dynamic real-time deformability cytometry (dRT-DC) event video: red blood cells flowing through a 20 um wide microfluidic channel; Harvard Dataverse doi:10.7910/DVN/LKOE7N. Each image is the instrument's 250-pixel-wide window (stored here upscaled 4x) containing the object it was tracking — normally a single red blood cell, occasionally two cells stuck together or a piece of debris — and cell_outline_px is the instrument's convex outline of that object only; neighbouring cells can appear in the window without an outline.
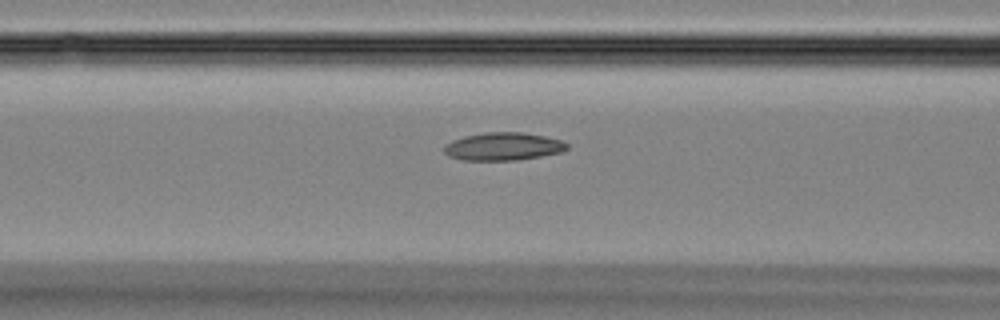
{"species": "Egyptian fruit bat (a non-hibernating species)", "species_latin": "Rousettus aegyptiacus", "temperature_condition": "room temperature", "stored_images_in_passage": 44, "camera_frame_rate_fps": 3000, "um_per_image_px": 0.085, "animal": {"sex": "female"}, "frame": {"image": 1, "passage_image": 19, "time_ms": 6.0, "image_size_px": [1000, 320], "cell_outline_px": [[568, 148], [560, 152], [540, 156], [516, 160], [460, 160], [448, 156], [444, 152], [444, 144], [452, 140], [464, 136], [484, 132], [520, 132], [544, 136], [560, 140], [568, 144]], "centroid_in_image_um": [42.71, 12.45], "position_along_channel_um": 123.9, "area_um2": 19.94}}
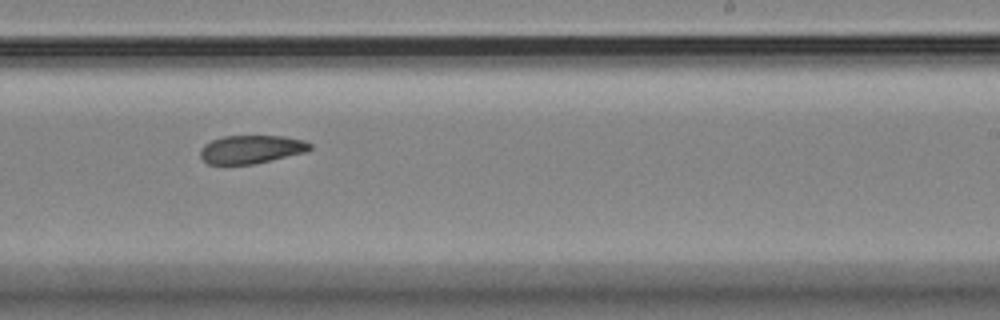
{"frame": {"image": 2, "passage_image": 29, "time_ms": 9.333, "image_size_px": [1000, 320], "cell_outline_px": [[312, 148], [308, 152], [272, 160], [252, 164], [208, 164], [200, 156], [200, 148], [204, 144], [212, 140], [224, 136], [284, 136], [304, 140], [312, 144]], "centroid_in_image_um": [21.39, 12.69], "position_along_channel_um": 267.6, "area_um2": 18.21}}
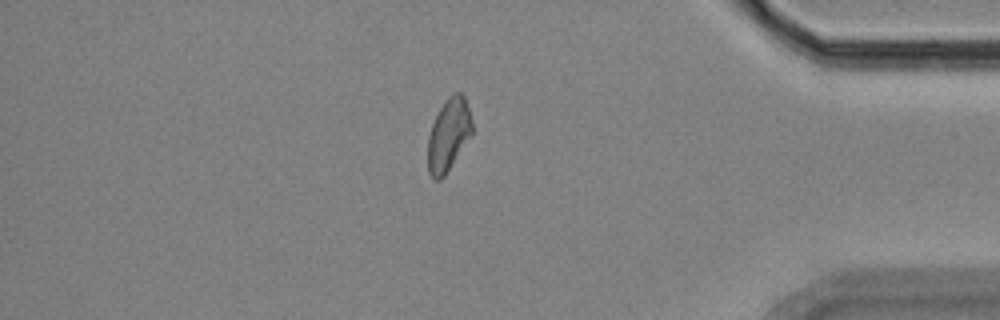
{"frame": {"image": 3, "passage_image": 40, "time_ms": 13.0, "image_size_px": [1000, 320], "cell_outline_px": [[472, 136], [444, 176], [440, 180], [432, 180], [428, 172], [428, 136], [432, 124], [444, 100], [448, 96], [456, 92], [460, 92], [464, 96], [472, 120]], "centroid_in_image_um": [38.13, 11.48], "position_along_channel_um": 397.1, "area_um2": 18.84}}